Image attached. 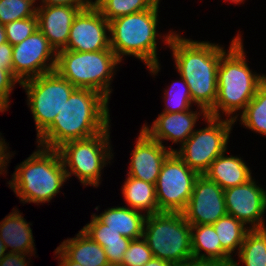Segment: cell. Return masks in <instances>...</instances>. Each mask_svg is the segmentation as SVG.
<instances>
[{
  "label": "cell",
  "mask_w": 266,
  "mask_h": 266,
  "mask_svg": "<svg viewBox=\"0 0 266 266\" xmlns=\"http://www.w3.org/2000/svg\"><path fill=\"white\" fill-rule=\"evenodd\" d=\"M28 254L6 252L0 260V266H28L30 261L26 259Z\"/></svg>",
  "instance_id": "obj_37"
},
{
  "label": "cell",
  "mask_w": 266,
  "mask_h": 266,
  "mask_svg": "<svg viewBox=\"0 0 266 266\" xmlns=\"http://www.w3.org/2000/svg\"><path fill=\"white\" fill-rule=\"evenodd\" d=\"M162 37L172 50L175 67L187 83L193 103L208 113L217 99V69L226 50L217 43L186 39L172 30Z\"/></svg>",
  "instance_id": "obj_1"
},
{
  "label": "cell",
  "mask_w": 266,
  "mask_h": 266,
  "mask_svg": "<svg viewBox=\"0 0 266 266\" xmlns=\"http://www.w3.org/2000/svg\"><path fill=\"white\" fill-rule=\"evenodd\" d=\"M20 82L8 71L0 68V112H6L10 106L9 96L15 87V84Z\"/></svg>",
  "instance_id": "obj_34"
},
{
  "label": "cell",
  "mask_w": 266,
  "mask_h": 266,
  "mask_svg": "<svg viewBox=\"0 0 266 266\" xmlns=\"http://www.w3.org/2000/svg\"><path fill=\"white\" fill-rule=\"evenodd\" d=\"M120 63L112 49L93 52L59 50L55 71L76 88L97 91L109 101L113 90L110 84Z\"/></svg>",
  "instance_id": "obj_6"
},
{
  "label": "cell",
  "mask_w": 266,
  "mask_h": 266,
  "mask_svg": "<svg viewBox=\"0 0 266 266\" xmlns=\"http://www.w3.org/2000/svg\"><path fill=\"white\" fill-rule=\"evenodd\" d=\"M13 46L9 42L0 45V68L10 72L13 75Z\"/></svg>",
  "instance_id": "obj_35"
},
{
  "label": "cell",
  "mask_w": 266,
  "mask_h": 266,
  "mask_svg": "<svg viewBox=\"0 0 266 266\" xmlns=\"http://www.w3.org/2000/svg\"><path fill=\"white\" fill-rule=\"evenodd\" d=\"M124 201L128 208L144 211V214L153 215L159 213V206L156 197L155 184L145 182L127 175L121 188Z\"/></svg>",
  "instance_id": "obj_24"
},
{
  "label": "cell",
  "mask_w": 266,
  "mask_h": 266,
  "mask_svg": "<svg viewBox=\"0 0 266 266\" xmlns=\"http://www.w3.org/2000/svg\"><path fill=\"white\" fill-rule=\"evenodd\" d=\"M218 234L222 251L231 259L235 250L237 253L250 230L234 216L225 215L212 224Z\"/></svg>",
  "instance_id": "obj_26"
},
{
  "label": "cell",
  "mask_w": 266,
  "mask_h": 266,
  "mask_svg": "<svg viewBox=\"0 0 266 266\" xmlns=\"http://www.w3.org/2000/svg\"><path fill=\"white\" fill-rule=\"evenodd\" d=\"M110 126L92 137L71 140L57 148L67 180L70 176L75 175L85 187L87 185L99 186L102 169L106 164L111 163L109 160L113 159L109 139Z\"/></svg>",
  "instance_id": "obj_8"
},
{
  "label": "cell",
  "mask_w": 266,
  "mask_h": 266,
  "mask_svg": "<svg viewBox=\"0 0 266 266\" xmlns=\"http://www.w3.org/2000/svg\"><path fill=\"white\" fill-rule=\"evenodd\" d=\"M144 266H175L173 263L153 257Z\"/></svg>",
  "instance_id": "obj_41"
},
{
  "label": "cell",
  "mask_w": 266,
  "mask_h": 266,
  "mask_svg": "<svg viewBox=\"0 0 266 266\" xmlns=\"http://www.w3.org/2000/svg\"><path fill=\"white\" fill-rule=\"evenodd\" d=\"M236 255L245 266H266V228L250 229ZM232 266H239L235 259Z\"/></svg>",
  "instance_id": "obj_27"
},
{
  "label": "cell",
  "mask_w": 266,
  "mask_h": 266,
  "mask_svg": "<svg viewBox=\"0 0 266 266\" xmlns=\"http://www.w3.org/2000/svg\"><path fill=\"white\" fill-rule=\"evenodd\" d=\"M240 123L251 131L266 137V82L255 93L240 115Z\"/></svg>",
  "instance_id": "obj_28"
},
{
  "label": "cell",
  "mask_w": 266,
  "mask_h": 266,
  "mask_svg": "<svg viewBox=\"0 0 266 266\" xmlns=\"http://www.w3.org/2000/svg\"><path fill=\"white\" fill-rule=\"evenodd\" d=\"M199 174L172 152L164 161L155 184L160 212H183Z\"/></svg>",
  "instance_id": "obj_11"
},
{
  "label": "cell",
  "mask_w": 266,
  "mask_h": 266,
  "mask_svg": "<svg viewBox=\"0 0 266 266\" xmlns=\"http://www.w3.org/2000/svg\"><path fill=\"white\" fill-rule=\"evenodd\" d=\"M207 125L195 132L180 146L175 153L184 163L199 175H204L210 164L227 151L229 135L234 120L230 118L212 117L207 115L203 119Z\"/></svg>",
  "instance_id": "obj_10"
},
{
  "label": "cell",
  "mask_w": 266,
  "mask_h": 266,
  "mask_svg": "<svg viewBox=\"0 0 266 266\" xmlns=\"http://www.w3.org/2000/svg\"><path fill=\"white\" fill-rule=\"evenodd\" d=\"M55 255H58L56 258L61 260L58 266H82L78 263L73 262L70 260L58 247L54 251Z\"/></svg>",
  "instance_id": "obj_40"
},
{
  "label": "cell",
  "mask_w": 266,
  "mask_h": 266,
  "mask_svg": "<svg viewBox=\"0 0 266 266\" xmlns=\"http://www.w3.org/2000/svg\"><path fill=\"white\" fill-rule=\"evenodd\" d=\"M107 266H124L122 264H108Z\"/></svg>",
  "instance_id": "obj_46"
},
{
  "label": "cell",
  "mask_w": 266,
  "mask_h": 266,
  "mask_svg": "<svg viewBox=\"0 0 266 266\" xmlns=\"http://www.w3.org/2000/svg\"><path fill=\"white\" fill-rule=\"evenodd\" d=\"M40 5H48V6H55V5H63V6H70L79 8L80 10H84L90 7L92 4L87 0H41Z\"/></svg>",
  "instance_id": "obj_38"
},
{
  "label": "cell",
  "mask_w": 266,
  "mask_h": 266,
  "mask_svg": "<svg viewBox=\"0 0 266 266\" xmlns=\"http://www.w3.org/2000/svg\"><path fill=\"white\" fill-rule=\"evenodd\" d=\"M82 230L95 242L105 249L109 264H121L127 250L130 238L122 236L119 232L109 229L95 214L91 215L90 223Z\"/></svg>",
  "instance_id": "obj_22"
},
{
  "label": "cell",
  "mask_w": 266,
  "mask_h": 266,
  "mask_svg": "<svg viewBox=\"0 0 266 266\" xmlns=\"http://www.w3.org/2000/svg\"><path fill=\"white\" fill-rule=\"evenodd\" d=\"M158 1L151 9L117 17L109 21L110 48L122 62L124 56L141 60L151 75H157Z\"/></svg>",
  "instance_id": "obj_4"
},
{
  "label": "cell",
  "mask_w": 266,
  "mask_h": 266,
  "mask_svg": "<svg viewBox=\"0 0 266 266\" xmlns=\"http://www.w3.org/2000/svg\"><path fill=\"white\" fill-rule=\"evenodd\" d=\"M143 238L155 258L175 266L192 257L191 224L182 212H159L147 215Z\"/></svg>",
  "instance_id": "obj_7"
},
{
  "label": "cell",
  "mask_w": 266,
  "mask_h": 266,
  "mask_svg": "<svg viewBox=\"0 0 266 266\" xmlns=\"http://www.w3.org/2000/svg\"><path fill=\"white\" fill-rule=\"evenodd\" d=\"M199 109V112L191 109L177 113L161 112L152 126L144 124L142 130L161 144L164 140H170L172 143L182 145L195 132L194 127L198 117L202 115L205 118L208 115L203 108Z\"/></svg>",
  "instance_id": "obj_17"
},
{
  "label": "cell",
  "mask_w": 266,
  "mask_h": 266,
  "mask_svg": "<svg viewBox=\"0 0 266 266\" xmlns=\"http://www.w3.org/2000/svg\"><path fill=\"white\" fill-rule=\"evenodd\" d=\"M7 42L12 46L21 43L38 29L37 15L5 24Z\"/></svg>",
  "instance_id": "obj_32"
},
{
  "label": "cell",
  "mask_w": 266,
  "mask_h": 266,
  "mask_svg": "<svg viewBox=\"0 0 266 266\" xmlns=\"http://www.w3.org/2000/svg\"><path fill=\"white\" fill-rule=\"evenodd\" d=\"M191 225L213 224L227 215L224 190L205 175H199L182 212Z\"/></svg>",
  "instance_id": "obj_15"
},
{
  "label": "cell",
  "mask_w": 266,
  "mask_h": 266,
  "mask_svg": "<svg viewBox=\"0 0 266 266\" xmlns=\"http://www.w3.org/2000/svg\"><path fill=\"white\" fill-rule=\"evenodd\" d=\"M255 179L224 190L227 214L234 216L249 229L266 228V190L257 185Z\"/></svg>",
  "instance_id": "obj_14"
},
{
  "label": "cell",
  "mask_w": 266,
  "mask_h": 266,
  "mask_svg": "<svg viewBox=\"0 0 266 266\" xmlns=\"http://www.w3.org/2000/svg\"><path fill=\"white\" fill-rule=\"evenodd\" d=\"M79 8L63 5H37L38 29L56 52L68 44L70 28Z\"/></svg>",
  "instance_id": "obj_18"
},
{
  "label": "cell",
  "mask_w": 266,
  "mask_h": 266,
  "mask_svg": "<svg viewBox=\"0 0 266 266\" xmlns=\"http://www.w3.org/2000/svg\"><path fill=\"white\" fill-rule=\"evenodd\" d=\"M20 85L27 94L38 139L52 125L76 87L56 71L25 80Z\"/></svg>",
  "instance_id": "obj_9"
},
{
  "label": "cell",
  "mask_w": 266,
  "mask_h": 266,
  "mask_svg": "<svg viewBox=\"0 0 266 266\" xmlns=\"http://www.w3.org/2000/svg\"><path fill=\"white\" fill-rule=\"evenodd\" d=\"M58 248L73 262L82 266H107L105 249L82 229L74 238L64 240Z\"/></svg>",
  "instance_id": "obj_21"
},
{
  "label": "cell",
  "mask_w": 266,
  "mask_h": 266,
  "mask_svg": "<svg viewBox=\"0 0 266 266\" xmlns=\"http://www.w3.org/2000/svg\"><path fill=\"white\" fill-rule=\"evenodd\" d=\"M23 217V214L14 209L0 221V238L2 239L5 248H12L10 253H21L35 255V243L32 234V229Z\"/></svg>",
  "instance_id": "obj_19"
},
{
  "label": "cell",
  "mask_w": 266,
  "mask_h": 266,
  "mask_svg": "<svg viewBox=\"0 0 266 266\" xmlns=\"http://www.w3.org/2000/svg\"><path fill=\"white\" fill-rule=\"evenodd\" d=\"M107 34L109 35V22L95 5H91L75 16L68 44L62 50L93 52L111 49L110 35Z\"/></svg>",
  "instance_id": "obj_13"
},
{
  "label": "cell",
  "mask_w": 266,
  "mask_h": 266,
  "mask_svg": "<svg viewBox=\"0 0 266 266\" xmlns=\"http://www.w3.org/2000/svg\"><path fill=\"white\" fill-rule=\"evenodd\" d=\"M88 2H90L92 5H95L99 0H94V2L92 0H87Z\"/></svg>",
  "instance_id": "obj_45"
},
{
  "label": "cell",
  "mask_w": 266,
  "mask_h": 266,
  "mask_svg": "<svg viewBox=\"0 0 266 266\" xmlns=\"http://www.w3.org/2000/svg\"><path fill=\"white\" fill-rule=\"evenodd\" d=\"M109 101L99 92L76 88L52 125L38 138V146L57 149L65 142L85 139L110 125Z\"/></svg>",
  "instance_id": "obj_2"
},
{
  "label": "cell",
  "mask_w": 266,
  "mask_h": 266,
  "mask_svg": "<svg viewBox=\"0 0 266 266\" xmlns=\"http://www.w3.org/2000/svg\"><path fill=\"white\" fill-rule=\"evenodd\" d=\"M37 148L39 149L16 166L12 179L8 182L9 187L24 204L49 203L67 181L58 150L41 146Z\"/></svg>",
  "instance_id": "obj_5"
},
{
  "label": "cell",
  "mask_w": 266,
  "mask_h": 266,
  "mask_svg": "<svg viewBox=\"0 0 266 266\" xmlns=\"http://www.w3.org/2000/svg\"><path fill=\"white\" fill-rule=\"evenodd\" d=\"M37 7L30 0H0V23L5 25L36 15Z\"/></svg>",
  "instance_id": "obj_31"
},
{
  "label": "cell",
  "mask_w": 266,
  "mask_h": 266,
  "mask_svg": "<svg viewBox=\"0 0 266 266\" xmlns=\"http://www.w3.org/2000/svg\"><path fill=\"white\" fill-rule=\"evenodd\" d=\"M176 266H232V262H225L217 259L198 258L192 256L184 263H181Z\"/></svg>",
  "instance_id": "obj_36"
},
{
  "label": "cell",
  "mask_w": 266,
  "mask_h": 266,
  "mask_svg": "<svg viewBox=\"0 0 266 266\" xmlns=\"http://www.w3.org/2000/svg\"><path fill=\"white\" fill-rule=\"evenodd\" d=\"M7 42V37L5 33V27L0 23V45Z\"/></svg>",
  "instance_id": "obj_42"
},
{
  "label": "cell",
  "mask_w": 266,
  "mask_h": 266,
  "mask_svg": "<svg viewBox=\"0 0 266 266\" xmlns=\"http://www.w3.org/2000/svg\"><path fill=\"white\" fill-rule=\"evenodd\" d=\"M160 0H99L95 6L109 22L117 17L151 9Z\"/></svg>",
  "instance_id": "obj_29"
},
{
  "label": "cell",
  "mask_w": 266,
  "mask_h": 266,
  "mask_svg": "<svg viewBox=\"0 0 266 266\" xmlns=\"http://www.w3.org/2000/svg\"><path fill=\"white\" fill-rule=\"evenodd\" d=\"M224 151L209 166L204 175L223 190L242 185L252 179L250 168L238 156H225Z\"/></svg>",
  "instance_id": "obj_20"
},
{
  "label": "cell",
  "mask_w": 266,
  "mask_h": 266,
  "mask_svg": "<svg viewBox=\"0 0 266 266\" xmlns=\"http://www.w3.org/2000/svg\"><path fill=\"white\" fill-rule=\"evenodd\" d=\"M95 216L109 229L119 232L124 237L131 240L143 237L146 214L140 211L126 206H115Z\"/></svg>",
  "instance_id": "obj_23"
},
{
  "label": "cell",
  "mask_w": 266,
  "mask_h": 266,
  "mask_svg": "<svg viewBox=\"0 0 266 266\" xmlns=\"http://www.w3.org/2000/svg\"><path fill=\"white\" fill-rule=\"evenodd\" d=\"M153 257L145 239L140 237L131 240L121 264L124 266H144Z\"/></svg>",
  "instance_id": "obj_33"
},
{
  "label": "cell",
  "mask_w": 266,
  "mask_h": 266,
  "mask_svg": "<svg viewBox=\"0 0 266 266\" xmlns=\"http://www.w3.org/2000/svg\"><path fill=\"white\" fill-rule=\"evenodd\" d=\"M225 1H230V2H232V3H234V4H238V3H244L243 1L244 0H225Z\"/></svg>",
  "instance_id": "obj_44"
},
{
  "label": "cell",
  "mask_w": 266,
  "mask_h": 266,
  "mask_svg": "<svg viewBox=\"0 0 266 266\" xmlns=\"http://www.w3.org/2000/svg\"><path fill=\"white\" fill-rule=\"evenodd\" d=\"M191 248L193 257L232 262L222 251L218 234L212 224L191 225Z\"/></svg>",
  "instance_id": "obj_25"
},
{
  "label": "cell",
  "mask_w": 266,
  "mask_h": 266,
  "mask_svg": "<svg viewBox=\"0 0 266 266\" xmlns=\"http://www.w3.org/2000/svg\"><path fill=\"white\" fill-rule=\"evenodd\" d=\"M56 57L55 49L37 29L21 43L13 46V76L21 84L25 80L55 71Z\"/></svg>",
  "instance_id": "obj_12"
},
{
  "label": "cell",
  "mask_w": 266,
  "mask_h": 266,
  "mask_svg": "<svg viewBox=\"0 0 266 266\" xmlns=\"http://www.w3.org/2000/svg\"><path fill=\"white\" fill-rule=\"evenodd\" d=\"M242 41L238 33L230 42L228 52L221 56L217 69V99L209 116L223 117L222 112L227 119L230 117L236 122V112L245 110L256 90L265 82V74H256L248 66Z\"/></svg>",
  "instance_id": "obj_3"
},
{
  "label": "cell",
  "mask_w": 266,
  "mask_h": 266,
  "mask_svg": "<svg viewBox=\"0 0 266 266\" xmlns=\"http://www.w3.org/2000/svg\"><path fill=\"white\" fill-rule=\"evenodd\" d=\"M176 80L164 92V113H177L191 109L193 104L189 87L182 76ZM181 82V83H180ZM178 84H182L181 87ZM179 86V87H178Z\"/></svg>",
  "instance_id": "obj_30"
},
{
  "label": "cell",
  "mask_w": 266,
  "mask_h": 266,
  "mask_svg": "<svg viewBox=\"0 0 266 266\" xmlns=\"http://www.w3.org/2000/svg\"><path fill=\"white\" fill-rule=\"evenodd\" d=\"M6 248H5V245L2 241V239L0 238V260L5 256V252H6Z\"/></svg>",
  "instance_id": "obj_43"
},
{
  "label": "cell",
  "mask_w": 266,
  "mask_h": 266,
  "mask_svg": "<svg viewBox=\"0 0 266 266\" xmlns=\"http://www.w3.org/2000/svg\"><path fill=\"white\" fill-rule=\"evenodd\" d=\"M1 134L2 133H0V175H4L7 172L6 166H8L7 164L9 163V158L12 157V154L7 149V142L5 143V139L2 138Z\"/></svg>",
  "instance_id": "obj_39"
},
{
  "label": "cell",
  "mask_w": 266,
  "mask_h": 266,
  "mask_svg": "<svg viewBox=\"0 0 266 266\" xmlns=\"http://www.w3.org/2000/svg\"><path fill=\"white\" fill-rule=\"evenodd\" d=\"M174 151L172 147L167 148L164 144L151 139L140 129L136 145L131 152L127 175L156 184L164 161Z\"/></svg>",
  "instance_id": "obj_16"
}]
</instances>
